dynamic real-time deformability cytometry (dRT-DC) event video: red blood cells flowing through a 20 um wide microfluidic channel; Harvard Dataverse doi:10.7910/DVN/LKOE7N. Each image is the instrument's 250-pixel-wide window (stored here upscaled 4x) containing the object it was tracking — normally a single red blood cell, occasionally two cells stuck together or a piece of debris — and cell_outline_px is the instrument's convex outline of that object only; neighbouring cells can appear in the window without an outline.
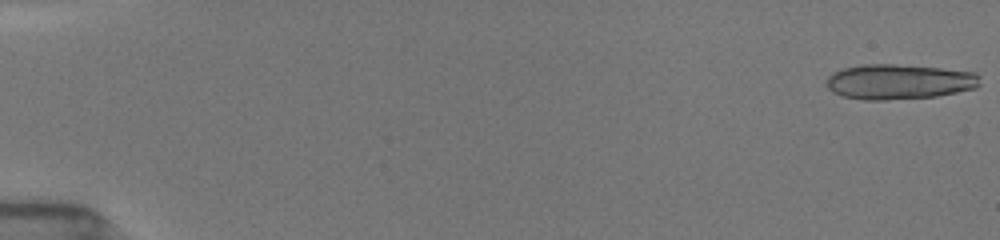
{"species": "common noctule bat (a hibernating species)", "species_latin": "Nyctalus noctula", "temperature_condition": "room temperature", "stored_images_in_passage": 8, "camera_frame_rate_fps": 3000, "um_per_image_px": 0.085, "animal": {"sex": "female", "body_mass_g": 19.5, "forearm_length_mm": 54.1}, "frame": {"image": 1, "passage_image": 1, "time_ms": 0.0, "image_size_px": [1000, 240], "cell_outline_px": [[980, 84], [976, 88], [936, 96], [884, 100], [864, 100], [844, 96], [832, 92], [828, 88], [828, 76], [832, 72], [844, 68], [864, 64], [896, 64], [940, 68], [976, 72], [980, 76]], "centroid_in_image_um": [76.44, 6.94], "position_along_channel_um": 8.6, "area_um2": 31.39}}